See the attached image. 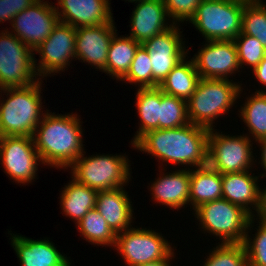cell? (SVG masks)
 I'll return each mask as SVG.
<instances>
[{"mask_svg":"<svg viewBox=\"0 0 266 266\" xmlns=\"http://www.w3.org/2000/svg\"><path fill=\"white\" fill-rule=\"evenodd\" d=\"M179 24L146 40L143 46L147 49L152 64V87H158L171 70L187 55L190 49L183 41ZM187 46V47H186Z\"/></svg>","mask_w":266,"mask_h":266,"instance_id":"cell-13","label":"cell"},{"mask_svg":"<svg viewBox=\"0 0 266 266\" xmlns=\"http://www.w3.org/2000/svg\"><path fill=\"white\" fill-rule=\"evenodd\" d=\"M222 198V174L208 165L190 169L189 206L194 211L203 203Z\"/></svg>","mask_w":266,"mask_h":266,"instance_id":"cell-23","label":"cell"},{"mask_svg":"<svg viewBox=\"0 0 266 266\" xmlns=\"http://www.w3.org/2000/svg\"><path fill=\"white\" fill-rule=\"evenodd\" d=\"M118 35L119 33L117 32L110 42L106 69L103 73L109 74L110 78L119 82L129 71L140 43L128 35Z\"/></svg>","mask_w":266,"mask_h":266,"instance_id":"cell-27","label":"cell"},{"mask_svg":"<svg viewBox=\"0 0 266 266\" xmlns=\"http://www.w3.org/2000/svg\"><path fill=\"white\" fill-rule=\"evenodd\" d=\"M238 111L248 129L246 135L255 142L266 139V92L248 95Z\"/></svg>","mask_w":266,"mask_h":266,"instance_id":"cell-28","label":"cell"},{"mask_svg":"<svg viewBox=\"0 0 266 266\" xmlns=\"http://www.w3.org/2000/svg\"><path fill=\"white\" fill-rule=\"evenodd\" d=\"M193 212L197 223L199 222L198 229L201 228L204 234L207 232L216 236L221 244L245 241L247 227L252 216L242 207L220 198L203 203Z\"/></svg>","mask_w":266,"mask_h":266,"instance_id":"cell-6","label":"cell"},{"mask_svg":"<svg viewBox=\"0 0 266 266\" xmlns=\"http://www.w3.org/2000/svg\"><path fill=\"white\" fill-rule=\"evenodd\" d=\"M189 123L187 101L166 94L160 89L159 129L177 128Z\"/></svg>","mask_w":266,"mask_h":266,"instance_id":"cell-31","label":"cell"},{"mask_svg":"<svg viewBox=\"0 0 266 266\" xmlns=\"http://www.w3.org/2000/svg\"><path fill=\"white\" fill-rule=\"evenodd\" d=\"M42 83L39 80L28 86L0 90V137L33 136L47 112L42 105Z\"/></svg>","mask_w":266,"mask_h":266,"instance_id":"cell-3","label":"cell"},{"mask_svg":"<svg viewBox=\"0 0 266 266\" xmlns=\"http://www.w3.org/2000/svg\"><path fill=\"white\" fill-rule=\"evenodd\" d=\"M266 2L247 1L242 13V33L255 37L266 49Z\"/></svg>","mask_w":266,"mask_h":266,"instance_id":"cell-30","label":"cell"},{"mask_svg":"<svg viewBox=\"0 0 266 266\" xmlns=\"http://www.w3.org/2000/svg\"><path fill=\"white\" fill-rule=\"evenodd\" d=\"M264 188H262V196H261V208L260 211L258 213V215L256 216V218L262 220V221H266V187L265 185H263Z\"/></svg>","mask_w":266,"mask_h":266,"instance_id":"cell-40","label":"cell"},{"mask_svg":"<svg viewBox=\"0 0 266 266\" xmlns=\"http://www.w3.org/2000/svg\"><path fill=\"white\" fill-rule=\"evenodd\" d=\"M8 234L21 266H72L70 256L61 253L47 237L34 240L17 233Z\"/></svg>","mask_w":266,"mask_h":266,"instance_id":"cell-21","label":"cell"},{"mask_svg":"<svg viewBox=\"0 0 266 266\" xmlns=\"http://www.w3.org/2000/svg\"><path fill=\"white\" fill-rule=\"evenodd\" d=\"M127 194L124 187L97 193L95 208L115 234L131 228L135 220L133 204Z\"/></svg>","mask_w":266,"mask_h":266,"instance_id":"cell-22","label":"cell"},{"mask_svg":"<svg viewBox=\"0 0 266 266\" xmlns=\"http://www.w3.org/2000/svg\"><path fill=\"white\" fill-rule=\"evenodd\" d=\"M203 0H163L166 12L174 24L189 22Z\"/></svg>","mask_w":266,"mask_h":266,"instance_id":"cell-36","label":"cell"},{"mask_svg":"<svg viewBox=\"0 0 266 266\" xmlns=\"http://www.w3.org/2000/svg\"><path fill=\"white\" fill-rule=\"evenodd\" d=\"M238 55L240 68L249 66L252 70L261 62L266 55V49L259 40L242 32L233 40Z\"/></svg>","mask_w":266,"mask_h":266,"instance_id":"cell-35","label":"cell"},{"mask_svg":"<svg viewBox=\"0 0 266 266\" xmlns=\"http://www.w3.org/2000/svg\"><path fill=\"white\" fill-rule=\"evenodd\" d=\"M70 178L68 184L61 188L63 190L59 191V204L62 214L77 224L89 210L95 208L98 191Z\"/></svg>","mask_w":266,"mask_h":266,"instance_id":"cell-24","label":"cell"},{"mask_svg":"<svg viewBox=\"0 0 266 266\" xmlns=\"http://www.w3.org/2000/svg\"><path fill=\"white\" fill-rule=\"evenodd\" d=\"M175 257H176V254L174 251L168 258L162 259L160 261L152 262V263H146L140 266H171L172 264L170 262H172V260Z\"/></svg>","mask_w":266,"mask_h":266,"instance_id":"cell-41","label":"cell"},{"mask_svg":"<svg viewBox=\"0 0 266 266\" xmlns=\"http://www.w3.org/2000/svg\"><path fill=\"white\" fill-rule=\"evenodd\" d=\"M37 0H0V23L7 21L9 25L12 19L31 6Z\"/></svg>","mask_w":266,"mask_h":266,"instance_id":"cell-37","label":"cell"},{"mask_svg":"<svg viewBox=\"0 0 266 266\" xmlns=\"http://www.w3.org/2000/svg\"><path fill=\"white\" fill-rule=\"evenodd\" d=\"M252 141L246 133L232 136L209 129L207 165L221 174L252 170L257 162Z\"/></svg>","mask_w":266,"mask_h":266,"instance_id":"cell-8","label":"cell"},{"mask_svg":"<svg viewBox=\"0 0 266 266\" xmlns=\"http://www.w3.org/2000/svg\"><path fill=\"white\" fill-rule=\"evenodd\" d=\"M256 142L260 148V152H259L260 157H258L260 158V160L258 161V164H260L263 172L265 171L264 173L259 174L260 175L259 177L266 178V139H261Z\"/></svg>","mask_w":266,"mask_h":266,"instance_id":"cell-39","label":"cell"},{"mask_svg":"<svg viewBox=\"0 0 266 266\" xmlns=\"http://www.w3.org/2000/svg\"><path fill=\"white\" fill-rule=\"evenodd\" d=\"M34 53L8 28L0 30V90L38 82Z\"/></svg>","mask_w":266,"mask_h":266,"instance_id":"cell-10","label":"cell"},{"mask_svg":"<svg viewBox=\"0 0 266 266\" xmlns=\"http://www.w3.org/2000/svg\"><path fill=\"white\" fill-rule=\"evenodd\" d=\"M126 1H128V2H130V3H133V2H138V1H140V0H125V2Z\"/></svg>","mask_w":266,"mask_h":266,"instance_id":"cell-42","label":"cell"},{"mask_svg":"<svg viewBox=\"0 0 266 266\" xmlns=\"http://www.w3.org/2000/svg\"><path fill=\"white\" fill-rule=\"evenodd\" d=\"M53 4L49 0H37L12 19L9 31L34 51L59 22Z\"/></svg>","mask_w":266,"mask_h":266,"instance_id":"cell-14","label":"cell"},{"mask_svg":"<svg viewBox=\"0 0 266 266\" xmlns=\"http://www.w3.org/2000/svg\"><path fill=\"white\" fill-rule=\"evenodd\" d=\"M114 22L76 28V59L103 72L112 37L117 33ZM99 69V70H98Z\"/></svg>","mask_w":266,"mask_h":266,"instance_id":"cell-16","label":"cell"},{"mask_svg":"<svg viewBox=\"0 0 266 266\" xmlns=\"http://www.w3.org/2000/svg\"><path fill=\"white\" fill-rule=\"evenodd\" d=\"M241 86L239 81L234 82L233 79L201 78L195 92L187 100L189 122L208 129L215 128V120L229 114L238 103L244 90Z\"/></svg>","mask_w":266,"mask_h":266,"instance_id":"cell-4","label":"cell"},{"mask_svg":"<svg viewBox=\"0 0 266 266\" xmlns=\"http://www.w3.org/2000/svg\"><path fill=\"white\" fill-rule=\"evenodd\" d=\"M0 164L7 177L19 185H28L38 179L39 164L43 165L33 137L26 136L0 137Z\"/></svg>","mask_w":266,"mask_h":266,"instance_id":"cell-12","label":"cell"},{"mask_svg":"<svg viewBox=\"0 0 266 266\" xmlns=\"http://www.w3.org/2000/svg\"><path fill=\"white\" fill-rule=\"evenodd\" d=\"M77 226L80 236L86 242L94 246L112 247L116 243V234L108 226L105 219L96 208L91 209L88 213L75 225Z\"/></svg>","mask_w":266,"mask_h":266,"instance_id":"cell-29","label":"cell"},{"mask_svg":"<svg viewBox=\"0 0 266 266\" xmlns=\"http://www.w3.org/2000/svg\"><path fill=\"white\" fill-rule=\"evenodd\" d=\"M80 116L73 112L56 114L49 109L45 112L32 136L44 166L65 171L83 154Z\"/></svg>","mask_w":266,"mask_h":266,"instance_id":"cell-2","label":"cell"},{"mask_svg":"<svg viewBox=\"0 0 266 266\" xmlns=\"http://www.w3.org/2000/svg\"><path fill=\"white\" fill-rule=\"evenodd\" d=\"M164 168H158L160 171L159 177L154 178L150 188L152 201L157 204L164 205L171 210H180L189 205L190 196V169H174L171 172ZM164 171V172H162Z\"/></svg>","mask_w":266,"mask_h":266,"instance_id":"cell-17","label":"cell"},{"mask_svg":"<svg viewBox=\"0 0 266 266\" xmlns=\"http://www.w3.org/2000/svg\"><path fill=\"white\" fill-rule=\"evenodd\" d=\"M213 249V250H212ZM210 249L203 266H248L244 243L218 242Z\"/></svg>","mask_w":266,"mask_h":266,"instance_id":"cell-33","label":"cell"},{"mask_svg":"<svg viewBox=\"0 0 266 266\" xmlns=\"http://www.w3.org/2000/svg\"><path fill=\"white\" fill-rule=\"evenodd\" d=\"M247 0H203L189 23L205 41L234 40L242 32Z\"/></svg>","mask_w":266,"mask_h":266,"instance_id":"cell-7","label":"cell"},{"mask_svg":"<svg viewBox=\"0 0 266 266\" xmlns=\"http://www.w3.org/2000/svg\"><path fill=\"white\" fill-rule=\"evenodd\" d=\"M134 4L128 35L136 42L143 44L174 25L168 17L163 0H140Z\"/></svg>","mask_w":266,"mask_h":266,"instance_id":"cell-18","label":"cell"},{"mask_svg":"<svg viewBox=\"0 0 266 266\" xmlns=\"http://www.w3.org/2000/svg\"><path fill=\"white\" fill-rule=\"evenodd\" d=\"M255 222L259 224L254 225ZM251 230L257 232L252 234ZM249 233H251L253 237L250 236L251 234ZM243 243L247 251L248 266H266V221L252 217L249 221L245 241Z\"/></svg>","mask_w":266,"mask_h":266,"instance_id":"cell-32","label":"cell"},{"mask_svg":"<svg viewBox=\"0 0 266 266\" xmlns=\"http://www.w3.org/2000/svg\"><path fill=\"white\" fill-rule=\"evenodd\" d=\"M187 57V58H186ZM188 54L171 70L158 86L166 94L187 101L195 92L200 75Z\"/></svg>","mask_w":266,"mask_h":266,"instance_id":"cell-25","label":"cell"},{"mask_svg":"<svg viewBox=\"0 0 266 266\" xmlns=\"http://www.w3.org/2000/svg\"><path fill=\"white\" fill-rule=\"evenodd\" d=\"M252 173V170H248L222 174V198L242 207L252 217H256L261 208L262 196V187L258 182L263 179Z\"/></svg>","mask_w":266,"mask_h":266,"instance_id":"cell-20","label":"cell"},{"mask_svg":"<svg viewBox=\"0 0 266 266\" xmlns=\"http://www.w3.org/2000/svg\"><path fill=\"white\" fill-rule=\"evenodd\" d=\"M208 135V128L189 123L148 131L134 143V148L162 162L158 168L173 164L193 169L207 165Z\"/></svg>","mask_w":266,"mask_h":266,"instance_id":"cell-1","label":"cell"},{"mask_svg":"<svg viewBox=\"0 0 266 266\" xmlns=\"http://www.w3.org/2000/svg\"><path fill=\"white\" fill-rule=\"evenodd\" d=\"M205 42V44H204ZM193 55L196 71L200 78L230 80L240 71L237 49L233 40L204 41Z\"/></svg>","mask_w":266,"mask_h":266,"instance_id":"cell-15","label":"cell"},{"mask_svg":"<svg viewBox=\"0 0 266 266\" xmlns=\"http://www.w3.org/2000/svg\"><path fill=\"white\" fill-rule=\"evenodd\" d=\"M122 83L135 84L138 88L152 87V64L147 49L140 44ZM124 81V82H123Z\"/></svg>","mask_w":266,"mask_h":266,"instance_id":"cell-34","label":"cell"},{"mask_svg":"<svg viewBox=\"0 0 266 266\" xmlns=\"http://www.w3.org/2000/svg\"><path fill=\"white\" fill-rule=\"evenodd\" d=\"M135 106L137 115L140 119L138 130L131 139V146L134 149V143L146 132L159 129L160 120V88L147 87L136 88Z\"/></svg>","mask_w":266,"mask_h":266,"instance_id":"cell-26","label":"cell"},{"mask_svg":"<svg viewBox=\"0 0 266 266\" xmlns=\"http://www.w3.org/2000/svg\"><path fill=\"white\" fill-rule=\"evenodd\" d=\"M109 0H57L59 22L75 28L115 22Z\"/></svg>","mask_w":266,"mask_h":266,"instance_id":"cell-19","label":"cell"},{"mask_svg":"<svg viewBox=\"0 0 266 266\" xmlns=\"http://www.w3.org/2000/svg\"><path fill=\"white\" fill-rule=\"evenodd\" d=\"M86 152L69 167L71 177L78 183L96 191L113 190L129 185L131 181V161L126 153L96 154L86 156Z\"/></svg>","mask_w":266,"mask_h":266,"instance_id":"cell-5","label":"cell"},{"mask_svg":"<svg viewBox=\"0 0 266 266\" xmlns=\"http://www.w3.org/2000/svg\"><path fill=\"white\" fill-rule=\"evenodd\" d=\"M75 45L76 28L58 22L47 39L33 51L34 66L39 79L44 80L47 76L68 70L71 61L76 60ZM36 53L39 54L38 60L35 58Z\"/></svg>","mask_w":266,"mask_h":266,"instance_id":"cell-11","label":"cell"},{"mask_svg":"<svg viewBox=\"0 0 266 266\" xmlns=\"http://www.w3.org/2000/svg\"><path fill=\"white\" fill-rule=\"evenodd\" d=\"M251 71V73H253L252 75H254L255 77V80L258 81L259 84L261 83L260 85L263 86L261 87V89L259 88V90L256 89L255 92H266V55L261 60V62Z\"/></svg>","mask_w":266,"mask_h":266,"instance_id":"cell-38","label":"cell"},{"mask_svg":"<svg viewBox=\"0 0 266 266\" xmlns=\"http://www.w3.org/2000/svg\"><path fill=\"white\" fill-rule=\"evenodd\" d=\"M131 227L116 234L114 249L126 266H140L168 258L176 249L156 230ZM175 248V249H174Z\"/></svg>","mask_w":266,"mask_h":266,"instance_id":"cell-9","label":"cell"}]
</instances>
